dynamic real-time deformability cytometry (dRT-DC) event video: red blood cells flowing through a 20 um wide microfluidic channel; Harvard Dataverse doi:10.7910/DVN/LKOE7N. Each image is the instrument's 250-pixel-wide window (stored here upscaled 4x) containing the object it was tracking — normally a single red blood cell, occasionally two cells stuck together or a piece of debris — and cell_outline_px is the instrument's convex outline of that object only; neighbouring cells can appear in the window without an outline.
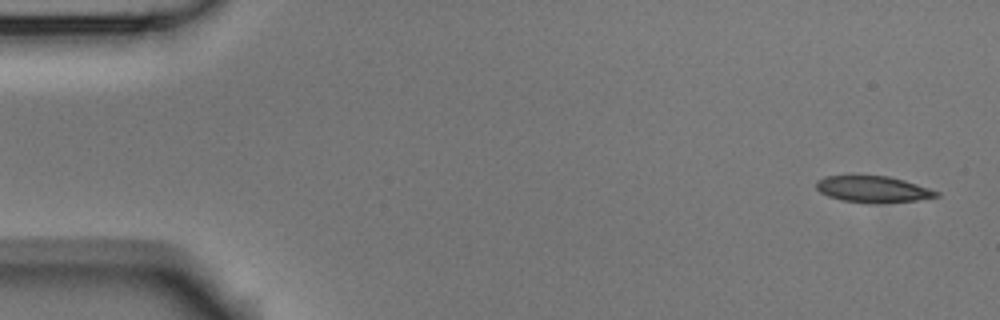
{"species": "Egyptian fruit bat (a non-hibernating species)", "species_latin": "Rousettus aegyptiacus", "temperature_condition": "room temperature", "stored_images_in_passage": 5, "camera_frame_rate_fps": 3000, "um_per_image_px": 0.085, "animal": {"sex": "male"}, "frame": {"image": 1, "passage_image": 1, "time_ms": 0.0, "image_size_px": [1000, 320], "cell_outline_px": [[940, 196], [920, 200], [868, 204], [840, 200], [828, 196], [820, 192], [816, 188], [816, 180], [824, 176], [888, 176], [904, 180], [940, 192]], "centroid_in_image_um": [74.19, 16.1], "position_along_channel_um": 10.8, "area_um2": 18.61}}